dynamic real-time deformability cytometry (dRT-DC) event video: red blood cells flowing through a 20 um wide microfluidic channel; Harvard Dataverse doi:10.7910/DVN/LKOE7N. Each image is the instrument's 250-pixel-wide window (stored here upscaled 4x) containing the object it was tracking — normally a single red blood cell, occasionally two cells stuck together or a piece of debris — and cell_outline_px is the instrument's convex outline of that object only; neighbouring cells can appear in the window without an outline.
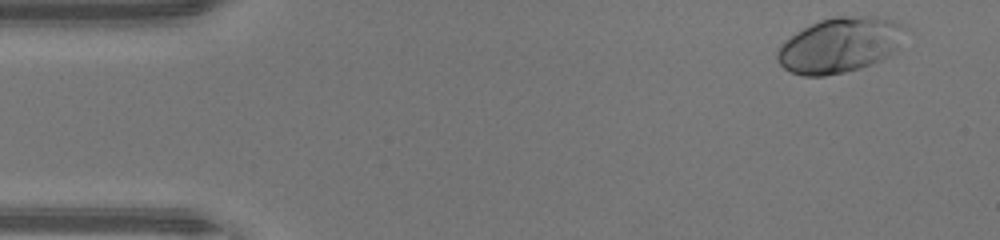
{"species": "human", "species_latin": "Homo sapiens", "temperature_condition": "warm", "stored_images_in_passage": 45, "camera_frame_rate_fps": 3000, "um_per_image_px": 0.085, "donor": {"sex": "male"}, "frame": {"image": 1, "passage_image": 2, "time_ms": 0.333, "image_size_px": [1000, 240], "cell_outline_px": [[908, 28], [896, 48], [888, 56], [872, 64], [860, 68], [844, 72], [824, 76], [804, 76], [792, 72], [784, 68], [776, 60], [776, 52], [784, 40], [796, 32], [820, 20], [832, 16], [876, 16], [892, 20]], "centroid_in_image_um": [71.37, 3.82], "position_along_channel_um": 13.6, "area_um2": 41.1}}
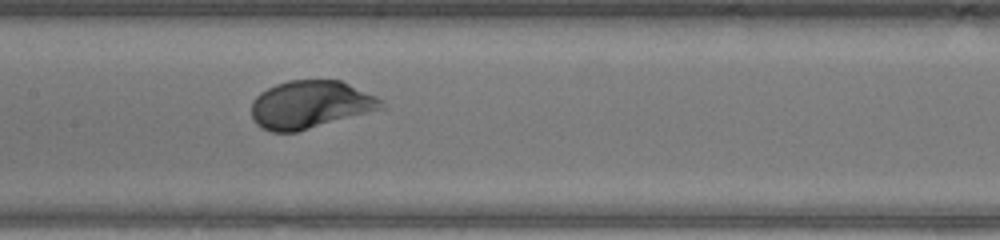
{"frame": {"image": 2, "passage_image": 21, "time_ms": 6.667, "image_size_px": [1000, 240], "cell_outline_px": [[388, 108], [296, 132], [272, 132], [260, 128], [256, 124], [252, 116], [252, 100], [260, 92], [276, 84], [288, 80], [340, 80], [376, 96], [384, 100]], "centroid_in_image_um": [26.41, 8.9], "position_along_channel_um": 181.0, "area_um2": 36.59}}
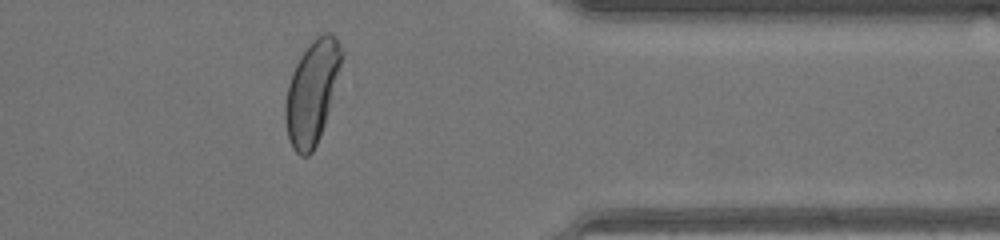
{"frame": {"image": 3, "passage_image": 36, "time_ms": 11.667, "image_size_px": [1000, 240], "cell_outline_px": [[344, 52], [324, 124], [316, 144], [312, 152], [308, 156], [300, 156], [292, 148], [288, 140], [284, 120], [284, 104], [288, 84], [292, 72], [300, 56], [308, 44], [316, 36], [324, 32], [332, 32], [336, 36]], "centroid_in_image_um": [26.49, 7.81], "position_along_channel_um": 384.9, "area_um2": 33.7}, "authors_computed_cell_mechanics": {"area_um2": 36.703, "velocity_mm_per_s": 4.4402, "shape_relaxation_time_tau1_ms": 2.2965, "shape_relaxation_time_tau2_ms": null, "deformation_change_tau1": 0.1843, "deformation_change_tau2": null}}